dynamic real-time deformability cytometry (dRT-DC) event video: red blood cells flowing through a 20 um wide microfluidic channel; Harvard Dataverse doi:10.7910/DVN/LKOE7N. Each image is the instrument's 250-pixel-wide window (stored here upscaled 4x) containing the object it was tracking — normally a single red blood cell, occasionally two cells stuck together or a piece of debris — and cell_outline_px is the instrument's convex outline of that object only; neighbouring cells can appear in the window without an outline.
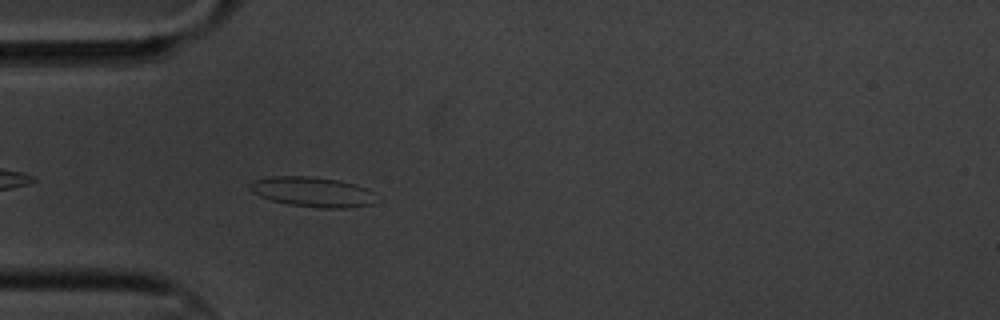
{"species": "common noctule bat (a hibernating species)", "species_latin": "Nyctalus noctula", "temperature_condition": "cold", "stored_images_in_passage": 5, "camera_frame_rate_fps": 3000, "um_per_image_px": 0.085, "animal": {"sex": "male", "body_mass_g": 20.1, "forearm_length_mm": 53.5}, "frame": {"image": 1, "passage_image": 5, "time_ms": 4.667, "image_size_px": [1000, 320], "cell_outline_px": [[372, 204], [348, 208], [320, 208], [288, 204], [272, 200], [260, 196], [252, 192], [248, 188], [248, 184], [252, 180], [272, 176], [308, 176], [340, 180], [368, 188], [372, 192]], "centroid_in_image_um": [26.5, 16.3], "position_along_channel_um": 58.5, "area_um2": 22.02}}